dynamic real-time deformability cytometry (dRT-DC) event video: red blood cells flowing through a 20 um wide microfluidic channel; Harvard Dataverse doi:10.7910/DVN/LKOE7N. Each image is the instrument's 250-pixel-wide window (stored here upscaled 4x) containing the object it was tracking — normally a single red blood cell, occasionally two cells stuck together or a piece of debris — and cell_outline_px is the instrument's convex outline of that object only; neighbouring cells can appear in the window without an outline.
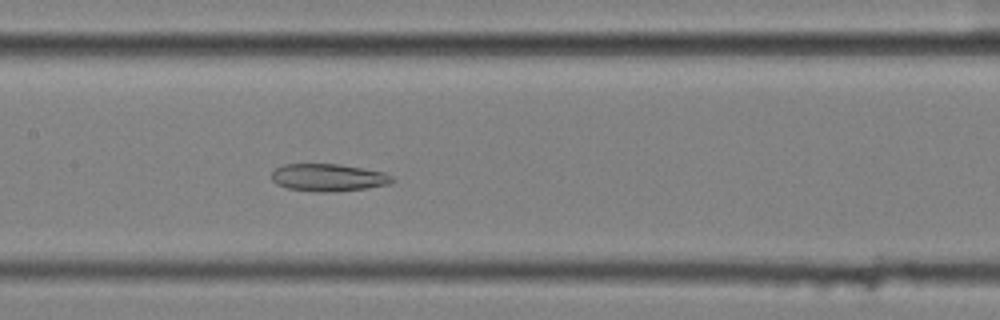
{"species": "common noctule bat (a hibernating species)", "species_latin": "Nyctalus noctula", "temperature_condition": "cold", "stored_images_in_passage": 56, "camera_frame_rate_fps": 3000, "um_per_image_px": 0.085, "animal": {"sex": "female", "body_mass_g": 25.1}, "frame": {"image": 1, "passage_image": 27, "time_ms": 8.667, "image_size_px": [1000, 320], "cell_outline_px": [[396, 180], [388, 184], [368, 188], [332, 192], [316, 192], [288, 188], [276, 184], [272, 180], [272, 172], [276, 168], [284, 164], [336, 164], [384, 172], [392, 176]], "centroid_in_image_um": [27.9, 15.1], "position_along_channel_um": 179.5, "area_um2": 19.25}}
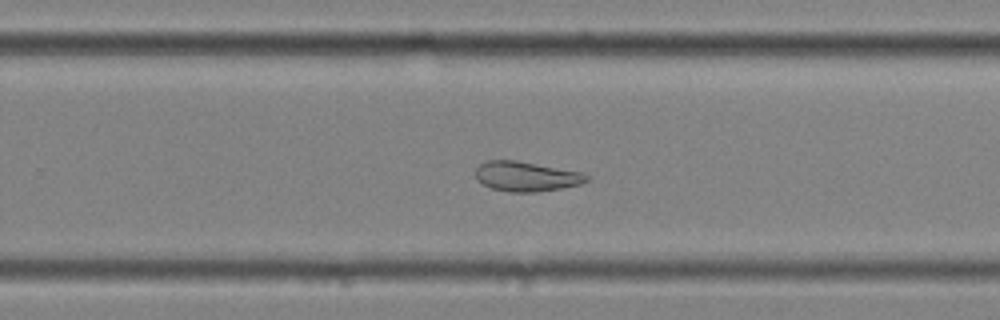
{"frame": {"image": 2, "passage_image": 36, "time_ms": 11.667, "image_size_px": [1000, 320], "cell_outline_px": [[588, 180], [580, 184], [560, 188], [536, 192], [508, 192], [492, 188], [476, 180], [476, 168], [484, 160], [516, 160], [580, 172], [588, 176]], "centroid_in_image_um": [44.68, 14.99], "position_along_channel_um": 285.1, "area_um2": 19.13}}
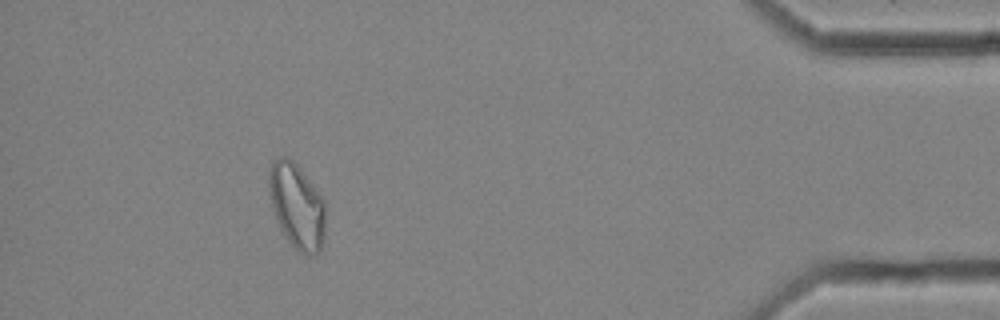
{"frame": {"image": 3, "passage_image": 51, "time_ms": 16.667, "image_size_px": [1000, 320], "cell_outline_px": [[324, 244], [312, 256], [308, 256], [300, 252], [284, 236], [276, 220], [272, 208], [268, 188], [268, 168], [272, 160], [280, 156], [288, 156], [300, 168], [324, 200]], "centroid_in_image_um": [25.2, 17.48], "position_along_channel_um": 410.0, "area_um2": 28.21}, "authors_computed_cell_mechanics": {"area_um2": 26.3279, "velocity_mm_per_s": 3.5208, "shape_relaxation_time_tau1_ms": null, "shape_relaxation_time_tau2_ms": 8.9761, "deformation_change_tau1": null, "deformation_change_tau2": 0.1907}}